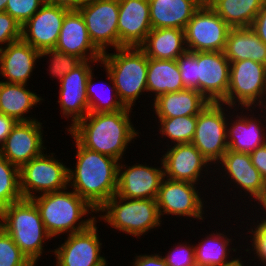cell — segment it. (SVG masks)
<instances>
[{"mask_svg": "<svg viewBox=\"0 0 266 266\" xmlns=\"http://www.w3.org/2000/svg\"><path fill=\"white\" fill-rule=\"evenodd\" d=\"M261 113H263L266 121V93L264 95L263 101L256 107Z\"/></svg>", "mask_w": 266, "mask_h": 266, "instance_id": "50", "label": "cell"}, {"mask_svg": "<svg viewBox=\"0 0 266 266\" xmlns=\"http://www.w3.org/2000/svg\"><path fill=\"white\" fill-rule=\"evenodd\" d=\"M103 71H105L106 76H107L106 78L107 80H109L107 82L108 84L102 82V85L104 87L101 86V84L99 85L95 82V80L98 77L94 75V70L92 71L91 75L89 76L87 80L86 94H87V98L89 101V113H106V112H116L119 110H134V109L127 108L122 104V102L120 101L118 97L117 90L115 88V85H114V82H113V79L110 73L105 68H103ZM105 86H107L108 90L105 89L106 88ZM102 87L106 90V92L110 91L108 92L109 94L104 92L105 90ZM101 88L104 90L103 92L106 94H104L101 91L102 90Z\"/></svg>", "mask_w": 266, "mask_h": 266, "instance_id": "33", "label": "cell"}, {"mask_svg": "<svg viewBox=\"0 0 266 266\" xmlns=\"http://www.w3.org/2000/svg\"><path fill=\"white\" fill-rule=\"evenodd\" d=\"M44 3V0H8L5 12L10 14L22 26Z\"/></svg>", "mask_w": 266, "mask_h": 266, "instance_id": "40", "label": "cell"}, {"mask_svg": "<svg viewBox=\"0 0 266 266\" xmlns=\"http://www.w3.org/2000/svg\"><path fill=\"white\" fill-rule=\"evenodd\" d=\"M214 169H216L214 173L217 174L216 175L217 178L215 176L213 184L215 183L216 187H218L217 183L220 182L219 180L220 178L222 181H225V182L221 181V184L223 185V187L225 186L228 187L224 191H227L228 195H230L231 197L232 194L229 193L233 191L231 193H233L235 196L233 195L232 199H237L239 200V202L241 200L242 204L244 203V200L246 204L248 202V204L246 205L248 207L246 208L245 206L244 212L249 208H252L253 210V207L255 208L256 205H258L266 197V181L261 177L260 172L252 164L249 154L227 150V152L223 155L222 159L218 162V164L214 166ZM218 176L221 177L218 178ZM224 183H226V185H224ZM230 186L231 188H229ZM233 188L236 191H234ZM237 191L238 194L236 193ZM236 194L239 196V199L238 196H236ZM246 197L249 200L246 199ZM243 198L245 199L243 200Z\"/></svg>", "mask_w": 266, "mask_h": 266, "instance_id": "7", "label": "cell"}, {"mask_svg": "<svg viewBox=\"0 0 266 266\" xmlns=\"http://www.w3.org/2000/svg\"><path fill=\"white\" fill-rule=\"evenodd\" d=\"M132 113L136 111L88 113L70 128L67 134L72 135L83 147L120 162L125 158L128 146L134 144L141 135L133 124L131 118L135 115Z\"/></svg>", "mask_w": 266, "mask_h": 266, "instance_id": "1", "label": "cell"}, {"mask_svg": "<svg viewBox=\"0 0 266 266\" xmlns=\"http://www.w3.org/2000/svg\"><path fill=\"white\" fill-rule=\"evenodd\" d=\"M197 9L190 0H149L151 26L184 30Z\"/></svg>", "mask_w": 266, "mask_h": 266, "instance_id": "30", "label": "cell"}, {"mask_svg": "<svg viewBox=\"0 0 266 266\" xmlns=\"http://www.w3.org/2000/svg\"><path fill=\"white\" fill-rule=\"evenodd\" d=\"M43 152L19 169L23 199L60 191L68 187V166L52 151Z\"/></svg>", "mask_w": 266, "mask_h": 266, "instance_id": "8", "label": "cell"}, {"mask_svg": "<svg viewBox=\"0 0 266 266\" xmlns=\"http://www.w3.org/2000/svg\"><path fill=\"white\" fill-rule=\"evenodd\" d=\"M230 29L212 8H198L184 29L187 50L224 52Z\"/></svg>", "mask_w": 266, "mask_h": 266, "instance_id": "16", "label": "cell"}, {"mask_svg": "<svg viewBox=\"0 0 266 266\" xmlns=\"http://www.w3.org/2000/svg\"><path fill=\"white\" fill-rule=\"evenodd\" d=\"M185 89L198 91V52L186 51L176 59Z\"/></svg>", "mask_w": 266, "mask_h": 266, "instance_id": "39", "label": "cell"}, {"mask_svg": "<svg viewBox=\"0 0 266 266\" xmlns=\"http://www.w3.org/2000/svg\"><path fill=\"white\" fill-rule=\"evenodd\" d=\"M96 220L87 229L67 235L64 242L54 246L53 264L58 266H100L108 258L102 252V239Z\"/></svg>", "mask_w": 266, "mask_h": 266, "instance_id": "15", "label": "cell"}, {"mask_svg": "<svg viewBox=\"0 0 266 266\" xmlns=\"http://www.w3.org/2000/svg\"><path fill=\"white\" fill-rule=\"evenodd\" d=\"M31 200L39 210L47 233L54 239L83 231L97 219V210L69 186Z\"/></svg>", "mask_w": 266, "mask_h": 266, "instance_id": "3", "label": "cell"}, {"mask_svg": "<svg viewBox=\"0 0 266 266\" xmlns=\"http://www.w3.org/2000/svg\"><path fill=\"white\" fill-rule=\"evenodd\" d=\"M198 8H212L216 0H190Z\"/></svg>", "mask_w": 266, "mask_h": 266, "instance_id": "49", "label": "cell"}, {"mask_svg": "<svg viewBox=\"0 0 266 266\" xmlns=\"http://www.w3.org/2000/svg\"><path fill=\"white\" fill-rule=\"evenodd\" d=\"M43 128L46 127L38 119L18 122L0 146V155L20 169L31 159L48 150Z\"/></svg>", "mask_w": 266, "mask_h": 266, "instance_id": "20", "label": "cell"}, {"mask_svg": "<svg viewBox=\"0 0 266 266\" xmlns=\"http://www.w3.org/2000/svg\"><path fill=\"white\" fill-rule=\"evenodd\" d=\"M21 40V25L7 12H0V49Z\"/></svg>", "mask_w": 266, "mask_h": 266, "instance_id": "42", "label": "cell"}, {"mask_svg": "<svg viewBox=\"0 0 266 266\" xmlns=\"http://www.w3.org/2000/svg\"><path fill=\"white\" fill-rule=\"evenodd\" d=\"M266 0H216L212 9L231 27H251Z\"/></svg>", "mask_w": 266, "mask_h": 266, "instance_id": "32", "label": "cell"}, {"mask_svg": "<svg viewBox=\"0 0 266 266\" xmlns=\"http://www.w3.org/2000/svg\"><path fill=\"white\" fill-rule=\"evenodd\" d=\"M120 48L139 47L151 31L149 0H118Z\"/></svg>", "mask_w": 266, "mask_h": 266, "instance_id": "23", "label": "cell"}, {"mask_svg": "<svg viewBox=\"0 0 266 266\" xmlns=\"http://www.w3.org/2000/svg\"><path fill=\"white\" fill-rule=\"evenodd\" d=\"M157 164L152 166L146 161L133 165L119 162L116 194L128 199H156L164 175V166L160 157ZM161 161V162H160ZM150 165V166H149ZM156 166V167H155Z\"/></svg>", "mask_w": 266, "mask_h": 266, "instance_id": "18", "label": "cell"}, {"mask_svg": "<svg viewBox=\"0 0 266 266\" xmlns=\"http://www.w3.org/2000/svg\"><path fill=\"white\" fill-rule=\"evenodd\" d=\"M8 0H0V12H5Z\"/></svg>", "mask_w": 266, "mask_h": 266, "instance_id": "51", "label": "cell"}, {"mask_svg": "<svg viewBox=\"0 0 266 266\" xmlns=\"http://www.w3.org/2000/svg\"><path fill=\"white\" fill-rule=\"evenodd\" d=\"M251 211L253 212V214H252V212L250 214L251 217H249V213H248L247 214L248 216L245 218V220H247V221L244 222V220H243L241 222V224L245 225L244 223H247L249 220V223L251 224V225L249 223L246 224L247 226L245 227V229L247 230V232L245 233V231H244V233H243L244 235L247 234L244 237V240L246 239L245 240L246 242H244V243L245 244L247 243L248 245H250V246L244 245V251L246 253H248L249 255L253 252L252 255H254V257L252 256V259H250L251 257H249L248 260L249 261L252 260V262H253L256 259L257 262H254V264H253L254 266L257 265L256 263H258V266H259V264L266 266V223L261 218L259 221L258 214L256 212L254 213V210H252V209H251ZM254 214H255V216H254ZM252 215H253V217H252ZM248 226H250L249 227L250 229L248 228ZM248 234H249V236H248ZM248 237L251 239H249Z\"/></svg>", "mask_w": 266, "mask_h": 266, "instance_id": "35", "label": "cell"}, {"mask_svg": "<svg viewBox=\"0 0 266 266\" xmlns=\"http://www.w3.org/2000/svg\"><path fill=\"white\" fill-rule=\"evenodd\" d=\"M224 54L230 63L250 59L266 65V44L251 27L231 28Z\"/></svg>", "mask_w": 266, "mask_h": 266, "instance_id": "29", "label": "cell"}, {"mask_svg": "<svg viewBox=\"0 0 266 266\" xmlns=\"http://www.w3.org/2000/svg\"><path fill=\"white\" fill-rule=\"evenodd\" d=\"M158 123V132L156 135L160 138L159 144L169 147L175 144H188L192 142L196 130L197 116H183L175 118H155ZM165 136V137H164ZM163 140H162V139ZM162 142V143H161Z\"/></svg>", "mask_w": 266, "mask_h": 266, "instance_id": "34", "label": "cell"}, {"mask_svg": "<svg viewBox=\"0 0 266 266\" xmlns=\"http://www.w3.org/2000/svg\"><path fill=\"white\" fill-rule=\"evenodd\" d=\"M202 189L206 190L203 186H198L191 182L174 181L164 178L156 198L161 218L163 217L162 219L165 220V215H171L175 219L177 217H181L180 219L188 217L186 218L187 221L191 218L190 221L197 219V221L199 220L198 222H201L200 224L205 222L204 220L208 216L206 213L208 210L206 209L209 207V204L208 206L206 205L208 201L205 199V195H203L206 192H203Z\"/></svg>", "mask_w": 266, "mask_h": 266, "instance_id": "9", "label": "cell"}, {"mask_svg": "<svg viewBox=\"0 0 266 266\" xmlns=\"http://www.w3.org/2000/svg\"><path fill=\"white\" fill-rule=\"evenodd\" d=\"M156 251L150 254H135L130 266H169L163 258V252Z\"/></svg>", "mask_w": 266, "mask_h": 266, "instance_id": "43", "label": "cell"}, {"mask_svg": "<svg viewBox=\"0 0 266 266\" xmlns=\"http://www.w3.org/2000/svg\"><path fill=\"white\" fill-rule=\"evenodd\" d=\"M35 91L37 90H30L27 84L0 81V113L13 117L18 122L39 119L36 114L28 115L32 114L33 108L38 107V104L45 102V98Z\"/></svg>", "mask_w": 266, "mask_h": 266, "instance_id": "26", "label": "cell"}, {"mask_svg": "<svg viewBox=\"0 0 266 266\" xmlns=\"http://www.w3.org/2000/svg\"><path fill=\"white\" fill-rule=\"evenodd\" d=\"M70 10L44 3L43 6L21 26V39L39 52L55 48L65 15Z\"/></svg>", "mask_w": 266, "mask_h": 266, "instance_id": "21", "label": "cell"}, {"mask_svg": "<svg viewBox=\"0 0 266 266\" xmlns=\"http://www.w3.org/2000/svg\"><path fill=\"white\" fill-rule=\"evenodd\" d=\"M113 52L103 53L100 67L110 73L122 104L133 109L136 101L144 97L141 95L147 93L148 57L139 47H122Z\"/></svg>", "mask_w": 266, "mask_h": 266, "instance_id": "5", "label": "cell"}, {"mask_svg": "<svg viewBox=\"0 0 266 266\" xmlns=\"http://www.w3.org/2000/svg\"><path fill=\"white\" fill-rule=\"evenodd\" d=\"M55 48L82 61L101 60L103 55L91 42L83 16L78 10H70L65 15Z\"/></svg>", "mask_w": 266, "mask_h": 266, "instance_id": "25", "label": "cell"}, {"mask_svg": "<svg viewBox=\"0 0 266 266\" xmlns=\"http://www.w3.org/2000/svg\"><path fill=\"white\" fill-rule=\"evenodd\" d=\"M40 52L22 39L0 49V81L29 85Z\"/></svg>", "mask_w": 266, "mask_h": 266, "instance_id": "24", "label": "cell"}, {"mask_svg": "<svg viewBox=\"0 0 266 266\" xmlns=\"http://www.w3.org/2000/svg\"><path fill=\"white\" fill-rule=\"evenodd\" d=\"M18 121L13 117L0 113V146L5 142Z\"/></svg>", "mask_w": 266, "mask_h": 266, "instance_id": "46", "label": "cell"}, {"mask_svg": "<svg viewBox=\"0 0 266 266\" xmlns=\"http://www.w3.org/2000/svg\"><path fill=\"white\" fill-rule=\"evenodd\" d=\"M184 89L176 60L148 58L147 96L153 97L152 101L162 94Z\"/></svg>", "mask_w": 266, "mask_h": 266, "instance_id": "31", "label": "cell"}, {"mask_svg": "<svg viewBox=\"0 0 266 266\" xmlns=\"http://www.w3.org/2000/svg\"><path fill=\"white\" fill-rule=\"evenodd\" d=\"M48 59L47 74L50 78H55L58 83L60 80L76 66H78L82 60L77 56L62 52L56 48L46 49L40 52V59ZM49 61V62H48Z\"/></svg>", "mask_w": 266, "mask_h": 266, "instance_id": "37", "label": "cell"}, {"mask_svg": "<svg viewBox=\"0 0 266 266\" xmlns=\"http://www.w3.org/2000/svg\"><path fill=\"white\" fill-rule=\"evenodd\" d=\"M0 214L1 227L32 264L41 261L44 253L53 254V250L48 249L46 243L49 244L48 241L54 239L47 233L39 210L31 199L14 202L5 207Z\"/></svg>", "mask_w": 266, "mask_h": 266, "instance_id": "4", "label": "cell"}, {"mask_svg": "<svg viewBox=\"0 0 266 266\" xmlns=\"http://www.w3.org/2000/svg\"><path fill=\"white\" fill-rule=\"evenodd\" d=\"M252 164L260 172L261 177L266 181V143L257 147L250 154Z\"/></svg>", "mask_w": 266, "mask_h": 266, "instance_id": "44", "label": "cell"}, {"mask_svg": "<svg viewBox=\"0 0 266 266\" xmlns=\"http://www.w3.org/2000/svg\"><path fill=\"white\" fill-rule=\"evenodd\" d=\"M139 48L148 58L176 60L187 51L183 29L152 28Z\"/></svg>", "mask_w": 266, "mask_h": 266, "instance_id": "28", "label": "cell"}, {"mask_svg": "<svg viewBox=\"0 0 266 266\" xmlns=\"http://www.w3.org/2000/svg\"><path fill=\"white\" fill-rule=\"evenodd\" d=\"M97 220L113 231L141 239L164 224L156 199H128L113 195L98 211ZM163 221V223H162Z\"/></svg>", "mask_w": 266, "mask_h": 266, "instance_id": "6", "label": "cell"}, {"mask_svg": "<svg viewBox=\"0 0 266 266\" xmlns=\"http://www.w3.org/2000/svg\"><path fill=\"white\" fill-rule=\"evenodd\" d=\"M198 65V92L209 102H221L230 82V62L224 52H198Z\"/></svg>", "mask_w": 266, "mask_h": 266, "instance_id": "22", "label": "cell"}, {"mask_svg": "<svg viewBox=\"0 0 266 266\" xmlns=\"http://www.w3.org/2000/svg\"><path fill=\"white\" fill-rule=\"evenodd\" d=\"M163 148L166 151H158L164 153L161 155V160L164 166L165 178L174 181H187L199 186L204 184L203 186L205 189L208 188L207 190H209V186H215L213 183H210L215 177V173H213L215 171V169H213L214 166L192 143L175 144ZM208 175H211V180ZM205 177L208 178L206 179ZM201 178H203V180ZM207 182L210 183V185H208Z\"/></svg>", "mask_w": 266, "mask_h": 266, "instance_id": "12", "label": "cell"}, {"mask_svg": "<svg viewBox=\"0 0 266 266\" xmlns=\"http://www.w3.org/2000/svg\"><path fill=\"white\" fill-rule=\"evenodd\" d=\"M109 262L108 260H106L103 264H101L100 266H108Z\"/></svg>", "mask_w": 266, "mask_h": 266, "instance_id": "52", "label": "cell"}, {"mask_svg": "<svg viewBox=\"0 0 266 266\" xmlns=\"http://www.w3.org/2000/svg\"><path fill=\"white\" fill-rule=\"evenodd\" d=\"M251 28L259 39L266 44V2L255 17Z\"/></svg>", "mask_w": 266, "mask_h": 266, "instance_id": "45", "label": "cell"}, {"mask_svg": "<svg viewBox=\"0 0 266 266\" xmlns=\"http://www.w3.org/2000/svg\"><path fill=\"white\" fill-rule=\"evenodd\" d=\"M22 199L19 168L0 155V212Z\"/></svg>", "mask_w": 266, "mask_h": 266, "instance_id": "36", "label": "cell"}, {"mask_svg": "<svg viewBox=\"0 0 266 266\" xmlns=\"http://www.w3.org/2000/svg\"><path fill=\"white\" fill-rule=\"evenodd\" d=\"M95 65H100V60L82 61L73 70L67 73L59 82V96L56 101L59 105L60 116L67 119L65 133L89 113V101L86 94V84ZM62 114V115H61Z\"/></svg>", "mask_w": 266, "mask_h": 266, "instance_id": "14", "label": "cell"}, {"mask_svg": "<svg viewBox=\"0 0 266 266\" xmlns=\"http://www.w3.org/2000/svg\"><path fill=\"white\" fill-rule=\"evenodd\" d=\"M266 93V65L250 59L230 63V82L222 103L235 108L257 107Z\"/></svg>", "mask_w": 266, "mask_h": 266, "instance_id": "11", "label": "cell"}, {"mask_svg": "<svg viewBox=\"0 0 266 266\" xmlns=\"http://www.w3.org/2000/svg\"><path fill=\"white\" fill-rule=\"evenodd\" d=\"M229 106L210 102L198 115L192 144L215 166L228 150L227 120Z\"/></svg>", "mask_w": 266, "mask_h": 266, "instance_id": "10", "label": "cell"}, {"mask_svg": "<svg viewBox=\"0 0 266 266\" xmlns=\"http://www.w3.org/2000/svg\"><path fill=\"white\" fill-rule=\"evenodd\" d=\"M77 10L83 16L91 42L102 54L120 48L118 0H84Z\"/></svg>", "mask_w": 266, "mask_h": 266, "instance_id": "13", "label": "cell"}, {"mask_svg": "<svg viewBox=\"0 0 266 266\" xmlns=\"http://www.w3.org/2000/svg\"><path fill=\"white\" fill-rule=\"evenodd\" d=\"M163 258L169 266H196L194 244L179 240L173 248L166 251Z\"/></svg>", "mask_w": 266, "mask_h": 266, "instance_id": "41", "label": "cell"}, {"mask_svg": "<svg viewBox=\"0 0 266 266\" xmlns=\"http://www.w3.org/2000/svg\"><path fill=\"white\" fill-rule=\"evenodd\" d=\"M258 207V208H257ZM253 209H255V212L257 213H259V217L266 223V197L258 204V205H256V207L255 208H253ZM258 211H257V210ZM261 210V211H260ZM260 211V212H259Z\"/></svg>", "mask_w": 266, "mask_h": 266, "instance_id": "48", "label": "cell"}, {"mask_svg": "<svg viewBox=\"0 0 266 266\" xmlns=\"http://www.w3.org/2000/svg\"><path fill=\"white\" fill-rule=\"evenodd\" d=\"M209 103L197 90L184 89L162 94L148 104L153 106L150 111L156 114L151 118H175L197 116Z\"/></svg>", "mask_w": 266, "mask_h": 266, "instance_id": "27", "label": "cell"}, {"mask_svg": "<svg viewBox=\"0 0 266 266\" xmlns=\"http://www.w3.org/2000/svg\"><path fill=\"white\" fill-rule=\"evenodd\" d=\"M76 163L68 167V186L97 211L117 190L119 161L83 147L72 135Z\"/></svg>", "mask_w": 266, "mask_h": 266, "instance_id": "2", "label": "cell"}, {"mask_svg": "<svg viewBox=\"0 0 266 266\" xmlns=\"http://www.w3.org/2000/svg\"><path fill=\"white\" fill-rule=\"evenodd\" d=\"M265 129L264 115L261 112L259 113L256 107L235 108L229 106L227 120L228 150L250 154L257 147L266 143Z\"/></svg>", "mask_w": 266, "mask_h": 266, "instance_id": "17", "label": "cell"}, {"mask_svg": "<svg viewBox=\"0 0 266 266\" xmlns=\"http://www.w3.org/2000/svg\"><path fill=\"white\" fill-rule=\"evenodd\" d=\"M45 3L62 6L69 10H77L84 0H44Z\"/></svg>", "mask_w": 266, "mask_h": 266, "instance_id": "47", "label": "cell"}, {"mask_svg": "<svg viewBox=\"0 0 266 266\" xmlns=\"http://www.w3.org/2000/svg\"><path fill=\"white\" fill-rule=\"evenodd\" d=\"M0 266H38L31 263L14 243L12 237L0 228Z\"/></svg>", "mask_w": 266, "mask_h": 266, "instance_id": "38", "label": "cell"}, {"mask_svg": "<svg viewBox=\"0 0 266 266\" xmlns=\"http://www.w3.org/2000/svg\"><path fill=\"white\" fill-rule=\"evenodd\" d=\"M222 221L220 222L222 227L221 229H218L219 231H217L216 229L214 231L209 232L210 234L206 232L207 234L202 235V237L204 236L205 237L201 238L200 239L201 241L198 242V244L195 242L194 253H195L196 266H244V264L246 263L247 259L243 260L242 258H247L248 256L242 257V252H241V256L239 255L240 253L239 251L244 250L242 249V247L244 248V245H243L244 237L242 238V236H244L242 234L243 231L239 232L236 235L240 237L238 238L239 239L238 242H236V238L234 239L232 236V233H229L232 227L228 229L227 231H225L226 229L223 230L224 232L220 231L223 228L222 223H224V221L225 223L227 222L226 220H222ZM228 234L229 235L231 234L230 236L232 237H230ZM240 239H242L241 241L242 245L239 244L238 247L236 245V248H235V244H238ZM234 240H235V244L233 242ZM233 252L235 254L237 252L238 255L236 254L235 256Z\"/></svg>", "mask_w": 266, "mask_h": 266, "instance_id": "19", "label": "cell"}]
</instances>
